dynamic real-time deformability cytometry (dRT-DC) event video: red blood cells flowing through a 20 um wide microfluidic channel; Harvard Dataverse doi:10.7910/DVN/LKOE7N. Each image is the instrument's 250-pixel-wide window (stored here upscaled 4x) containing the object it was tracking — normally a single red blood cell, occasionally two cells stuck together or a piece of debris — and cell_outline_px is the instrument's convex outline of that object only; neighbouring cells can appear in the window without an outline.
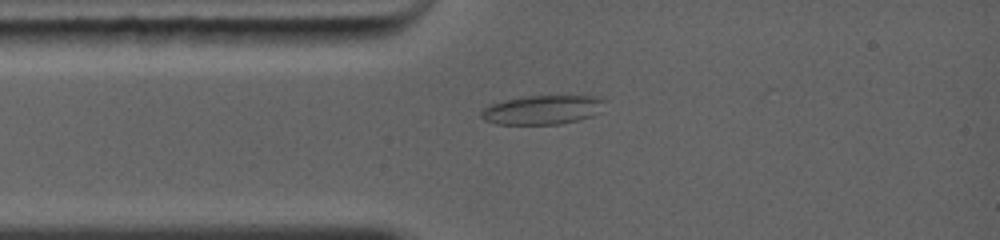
{"species": "common noctule bat (a hibernating species)", "species_latin": "Nyctalus noctula", "temperature_condition": "warm", "stored_images_in_passage": 34, "camera_frame_rate_fps": 5000, "um_per_image_px": 0.085, "animal": {"sex": "female", "body_mass_g": 19.0, "forearm_length_mm": 56.7}, "frame": {"image": 1, "passage_image": 4, "time_ms": 1.4, "image_size_px": [1000, 240], "cell_outline_px": [[600, 100], [592, 116], [580, 120], [560, 124], [496, 124], [484, 120], [480, 116], [488, 108], [496, 104], [508, 100], [532, 96], [584, 96]], "centroid_in_image_um": [46.02, 9.37], "position_along_channel_um": 39.0, "area_um2": 19.59}}
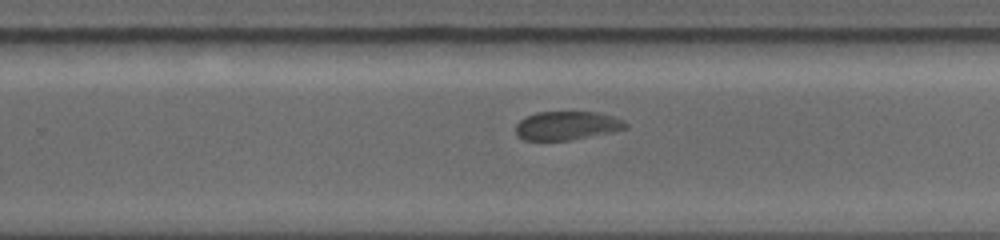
{"frame": {"image": 2, "passage_image": 18, "time_ms": 7.2, "image_size_px": [1000, 240], "cell_outline_px": [[628, 124], [624, 128], [608, 132], [568, 140], [524, 140], [516, 136], [516, 124], [520, 120], [536, 112], [596, 112], [620, 120]], "centroid_in_image_um": [48.08, 10.68], "position_along_channel_um": 281.7, "area_um2": 17.8}}
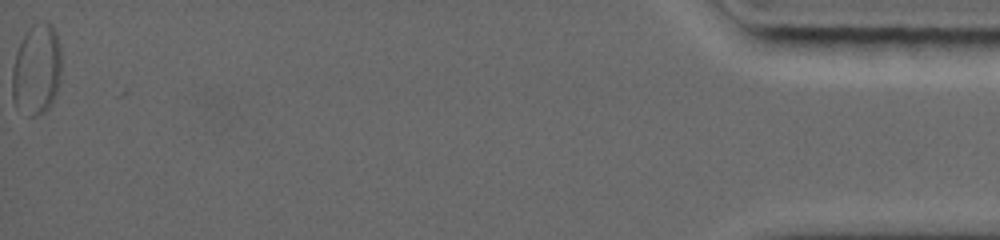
{"frame": {"image": 3, "passage_image": 34, "time_ms": 14.2, "image_size_px": [1000, 240], "cell_outline_px": [[60, 72], [56, 92], [48, 108], [44, 112], [36, 116], [28, 116], [16, 108], [12, 100], [12, 72], [16, 56], [20, 44], [24, 36], [32, 24], [48, 24], [52, 28], [56, 36], [60, 52]], "centroid_in_image_um": [3.08, 6.0], "position_along_channel_um": 432.1, "area_um2": 25.43}, "authors_computed_cell_mechanics": {"area_um2": 19.8543, "velocity_mm_per_s": 4.2633, "shape_relaxation_time_tau1_ms": 5.1452, "shape_relaxation_time_tau2_ms": 1.6463, "deformation_change_tau1": 0.1095, "deformation_change_tau2": 0.0594}}